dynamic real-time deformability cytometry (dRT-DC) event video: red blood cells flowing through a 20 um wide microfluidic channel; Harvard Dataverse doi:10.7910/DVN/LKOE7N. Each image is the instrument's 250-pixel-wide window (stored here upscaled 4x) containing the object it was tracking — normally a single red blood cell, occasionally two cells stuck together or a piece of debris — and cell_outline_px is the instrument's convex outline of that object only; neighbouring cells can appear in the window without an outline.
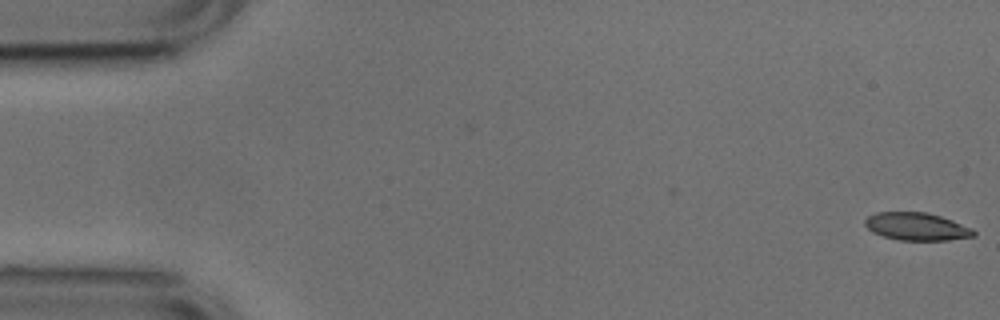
{"species": "common noctule bat (a hibernating species)", "species_latin": "Nyctalus noctula", "temperature_condition": "cold", "stored_images_in_passage": 42, "camera_frame_rate_fps": 3000, "um_per_image_px": 0.085, "animal": {"sex": "male", "body_mass_g": 17.9, "forearm_length_mm": 54.2}, "frame": {"image": 1, "passage_image": 1, "time_ms": 0.0, "image_size_px": [1000, 320], "cell_outline_px": [[976, 236], [948, 240], [900, 240], [884, 236], [872, 232], [864, 224], [864, 220], [868, 216], [876, 212], [928, 212], [952, 220], [972, 228], [976, 232]], "centroid_in_image_um": [77.92, 19.25], "position_along_channel_um": 7.1, "area_um2": 17.57}}
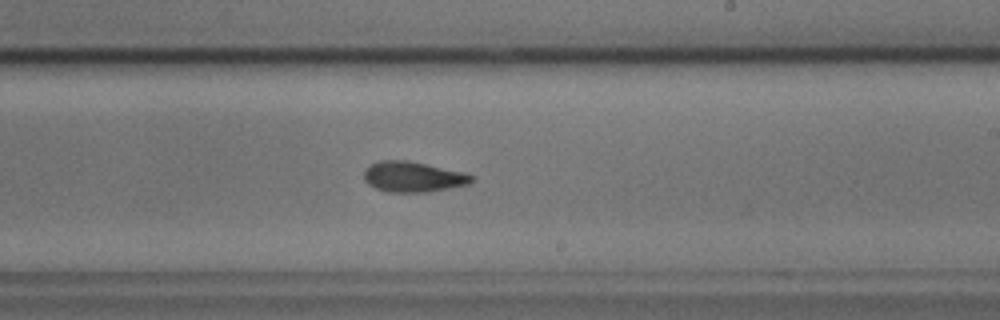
{"frame": {"image": 2, "passage_image": 31, "time_ms": 10.0, "image_size_px": [1000, 320], "cell_outline_px": [[476, 176], [468, 184], [448, 188], [424, 192], [388, 192], [376, 188], [368, 184], [364, 180], [364, 168], [380, 160], [408, 160], [464, 172]], "centroid_in_image_um": [35.09, 15.02], "position_along_channel_um": 253.9, "area_um2": 19.07}}
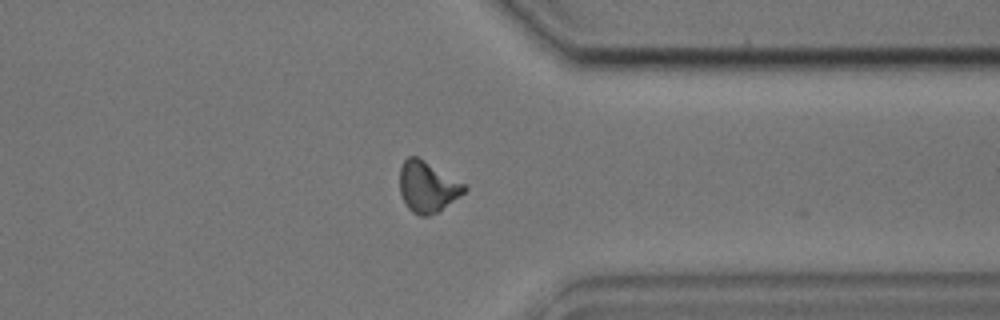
{"frame": {"image": 3, "passage_image": 41, "time_ms": 13.333, "image_size_px": [1000, 320], "cell_outline_px": [[468, 188], [460, 196], [436, 212], [428, 216], [420, 216], [412, 212], [408, 208], [400, 192], [400, 168], [404, 160], [408, 156], [416, 156], [424, 160], [464, 184]], "centroid_in_image_um": [36.31, 15.88], "position_along_channel_um": 375.1, "area_um2": 18.79}}